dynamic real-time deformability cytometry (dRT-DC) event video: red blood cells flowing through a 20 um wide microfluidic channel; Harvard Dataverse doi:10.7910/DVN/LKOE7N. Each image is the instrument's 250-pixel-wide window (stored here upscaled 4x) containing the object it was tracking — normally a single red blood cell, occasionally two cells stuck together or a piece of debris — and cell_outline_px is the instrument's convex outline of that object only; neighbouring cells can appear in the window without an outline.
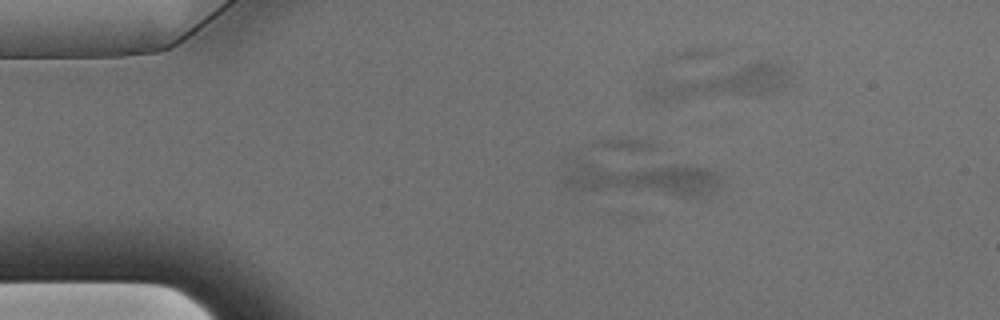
{"species": "Egyptian fruit bat (a non-hibernating species)", "species_latin": "Rousettus aegyptiacus", "temperature_condition": "warm", "stored_images_in_passage": 17, "camera_frame_rate_fps": 3000, "um_per_image_px": 0.085, "animal": {"sex": "male"}, "frame": {"image": 1, "passage_image": 10, "time_ms": 3.0, "image_size_px": [1000, 320], "cell_outline_px": [[724, 184], [712, 192], [696, 196], [680, 196], [572, 188], [564, 184], [564, 176], [572, 148], [576, 148], [692, 164], [712, 168], [720, 176]], "centroid_in_image_um": [54.22, 14.85], "position_along_channel_um": 30.8, "area_um2": 38.44}}